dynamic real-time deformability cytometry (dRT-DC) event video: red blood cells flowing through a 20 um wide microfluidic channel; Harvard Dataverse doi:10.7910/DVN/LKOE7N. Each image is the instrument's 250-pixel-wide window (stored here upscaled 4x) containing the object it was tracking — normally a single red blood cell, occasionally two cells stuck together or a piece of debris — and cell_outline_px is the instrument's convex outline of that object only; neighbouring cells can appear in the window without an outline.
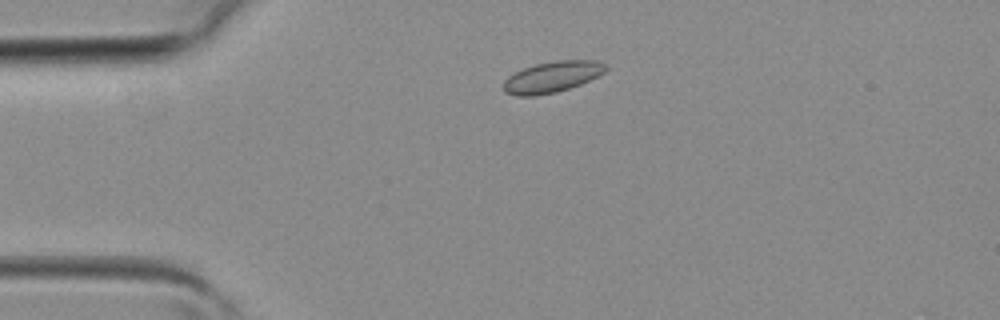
{"species": "common noctule bat (a hibernating species)", "species_latin": "Nyctalus noctula", "temperature_condition": "room temperature", "stored_images_in_passage": 4, "camera_frame_rate_fps": 3000, "um_per_image_px": 0.085, "animal": {"sex": "female", "body_mass_g": 19.3, "forearm_length_mm": 54.1}, "frame": {"image": 1, "passage_image": 4, "time_ms": 1.0, "image_size_px": [1000, 320], "cell_outline_px": [[608, 68], [604, 72], [580, 84], [556, 92], [536, 96], [516, 96], [504, 92], [504, 80], [508, 76], [524, 68], [536, 64], [556, 60], [596, 60], [608, 64]], "centroid_in_image_um": [46.93, 6.53], "position_along_channel_um": 38.1, "area_um2": 18.44}}